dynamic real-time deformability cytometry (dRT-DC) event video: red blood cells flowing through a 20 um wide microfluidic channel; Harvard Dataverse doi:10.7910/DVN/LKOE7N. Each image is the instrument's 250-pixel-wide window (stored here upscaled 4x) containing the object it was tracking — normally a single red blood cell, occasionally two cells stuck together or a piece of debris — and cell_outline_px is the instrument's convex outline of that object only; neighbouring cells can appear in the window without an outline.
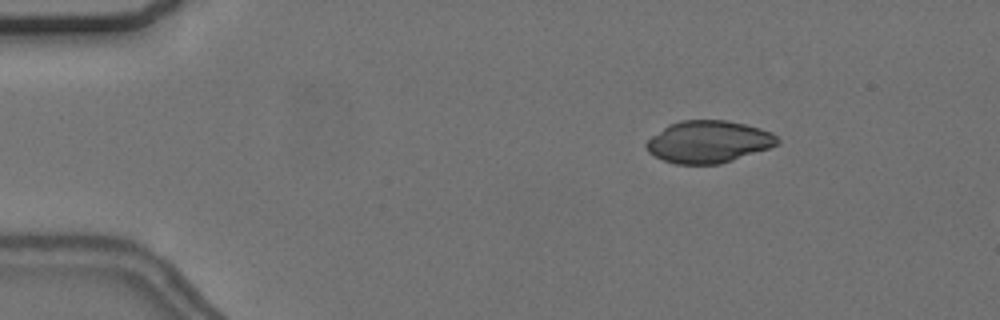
{"species": "common noctule bat (a hibernating species)", "species_latin": "Nyctalus noctula", "temperature_condition": "cold", "stored_images_in_passage": 53, "camera_frame_rate_fps": 3000, "um_per_image_px": 0.085, "animal": {"sex": "female", "body_mass_g": 24.6, "forearm_length_mm": 56.2}, "frame": {"image": 1, "passage_image": 5, "time_ms": 1.333, "image_size_px": [1000, 320], "cell_outline_px": [[780, 144], [720, 164], [676, 164], [664, 160], [648, 152], [644, 144], [652, 136], [668, 124], [680, 120], [724, 120], [744, 124], [760, 128], [772, 132], [780, 140]], "centroid_in_image_um": [60.21, 12.04], "position_along_channel_um": 24.8, "area_um2": 32.08}}
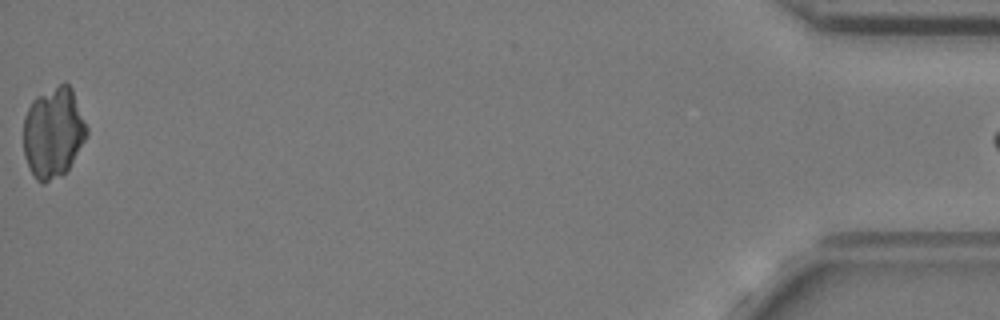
{"frame": {"image": 2, "passage_image": 52, "time_ms": 17.0, "image_size_px": [1000, 320], "cell_outline_px": [[88, 136], [68, 168], [60, 176], [44, 184], [40, 184], [36, 180], [24, 156], [24, 116], [32, 100], [36, 96], [64, 80], [72, 88], [88, 128]], "centroid_in_image_um": [4.54, 11.24], "position_along_channel_um": 430.7, "area_um2": 33.64}}